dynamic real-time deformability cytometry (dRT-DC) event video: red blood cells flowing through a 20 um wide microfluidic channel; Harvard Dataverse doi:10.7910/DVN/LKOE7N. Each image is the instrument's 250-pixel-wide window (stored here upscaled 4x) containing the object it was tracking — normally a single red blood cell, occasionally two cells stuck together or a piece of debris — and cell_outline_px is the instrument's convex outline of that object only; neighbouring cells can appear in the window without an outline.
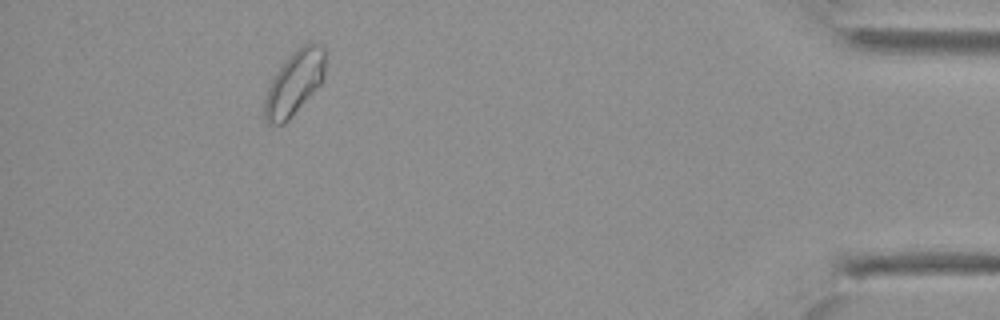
{"species": "Egyptian fruit bat (a non-hibernating species)", "species_latin": "Rousettus aegyptiacus", "temperature_condition": "cold", "stored_images_in_passage": 41, "camera_frame_rate_fps": 3000, "um_per_image_px": 0.085, "animal": {"sex": "female"}, "frame": {"image": 1, "passage_image": 38, "time_ms": 12.333, "image_size_px": [1000, 320], "cell_outline_px": [[324, 80], [288, 120], [284, 124], [268, 124], [264, 120], [264, 100], [268, 88], [276, 72], [288, 56], [296, 48], [304, 44], [320, 44], [324, 48]], "centroid_in_image_um": [25.01, 7.06], "position_along_channel_um": 410.2, "area_um2": 22.43}}